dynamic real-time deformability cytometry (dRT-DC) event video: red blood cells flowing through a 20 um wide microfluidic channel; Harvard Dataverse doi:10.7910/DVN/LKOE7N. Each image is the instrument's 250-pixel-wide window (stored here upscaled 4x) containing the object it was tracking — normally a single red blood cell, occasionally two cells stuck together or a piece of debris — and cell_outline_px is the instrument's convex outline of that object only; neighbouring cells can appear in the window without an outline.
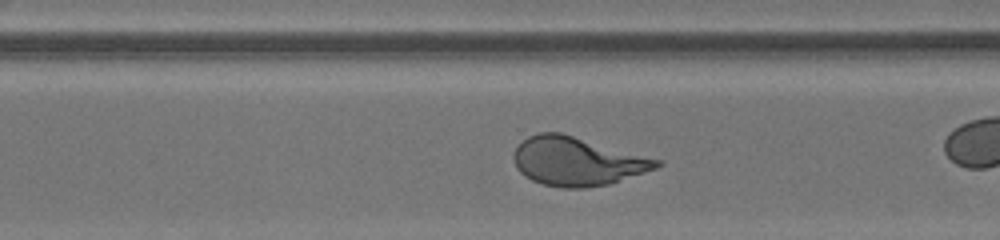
{"species": "human", "species_latin": "Homo sapiens", "temperature_condition": "room temperature", "stored_images_in_passage": 45, "camera_frame_rate_fps": 3000, "um_per_image_px": 0.085, "donor": {"sex": "male"}, "frame": {"image": 1, "passage_image": 39, "time_ms": 12.667, "image_size_px": [1000, 240], "cell_outline_px": [[664, 164], [656, 168], [608, 184], [584, 188], [560, 188], [544, 184], [532, 180], [524, 176], [516, 168], [512, 156], [516, 148], [528, 136], [540, 132], [560, 132], [664, 160]], "centroid_in_image_um": [49.07, 13.71], "position_along_channel_um": 321.5, "area_um2": 40.58}}